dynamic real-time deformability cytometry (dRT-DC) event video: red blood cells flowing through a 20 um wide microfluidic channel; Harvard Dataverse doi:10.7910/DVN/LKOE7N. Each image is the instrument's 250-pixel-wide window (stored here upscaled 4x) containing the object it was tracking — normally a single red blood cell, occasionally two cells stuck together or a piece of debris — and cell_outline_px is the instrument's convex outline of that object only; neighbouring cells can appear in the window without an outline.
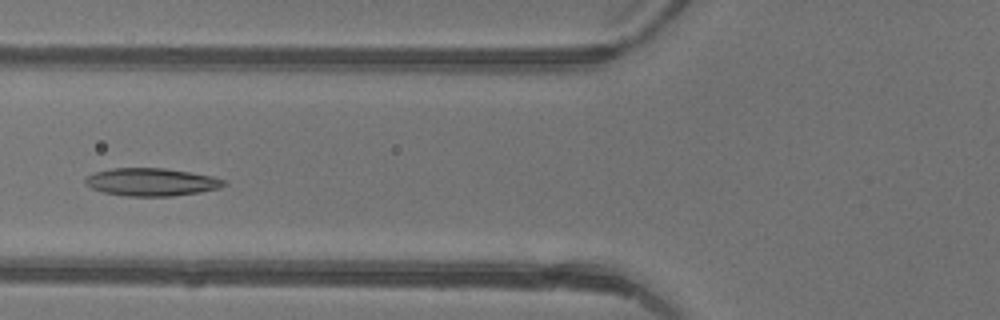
{"species": "common noctule bat (a hibernating species)", "species_latin": "Nyctalus noctula", "temperature_condition": "warm", "stored_images_in_passage": 28, "camera_frame_rate_fps": 3000, "um_per_image_px": 0.085, "animal": {"sex": "female"}, "frame": {"image": 1, "passage_image": 6, "time_ms": 1.667, "image_size_px": [1000, 320], "cell_outline_px": [[228, 184], [220, 188], [200, 192], [172, 196], [124, 196], [104, 192], [92, 188], [84, 184], [84, 180], [88, 176], [96, 172], [112, 168], [164, 168], [212, 176], [228, 180]], "centroid_in_image_um": [12.91, 15.47], "position_along_channel_um": 112.9, "area_um2": 22.48}}
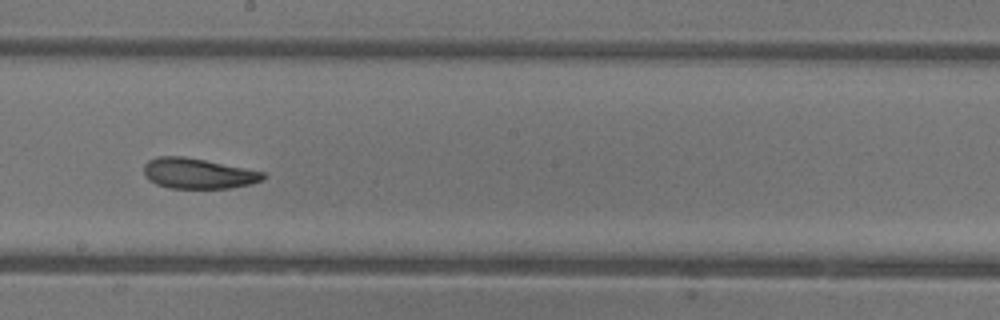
{"frame": {"image": 2, "passage_image": 14, "time_ms": 4.333, "image_size_px": [1000, 320], "cell_outline_px": [[264, 176], [260, 180], [248, 184], [228, 188], [172, 188], [156, 184], [148, 180], [144, 176], [144, 164], [148, 160], [156, 156], [184, 156], [264, 172]], "centroid_in_image_um": [16.74, 14.73], "position_along_channel_um": 231.5, "area_um2": 20.87}}
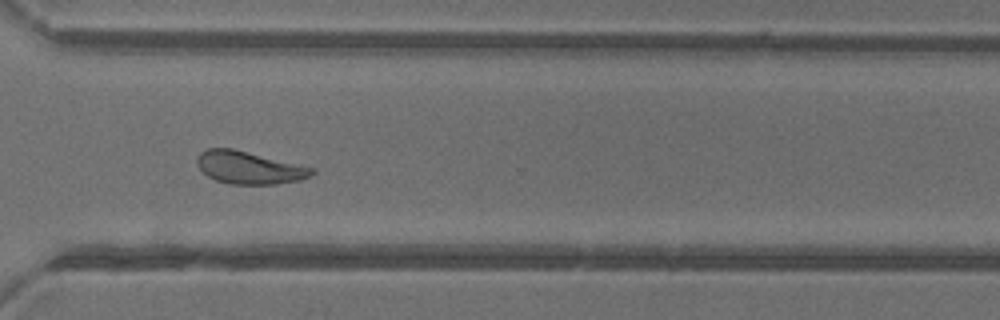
{"frame": {"image": 3, "passage_image": 22, "time_ms": 7.0, "image_size_px": [1000, 320], "cell_outline_px": [[316, 172], [300, 180], [276, 184], [228, 184], [216, 180], [208, 176], [196, 164], [196, 160], [200, 152], [208, 148], [232, 148], [316, 168]], "centroid_in_image_um": [21.18, 14.24], "position_along_channel_um": 349.4, "area_um2": 21.79}, "authors_computed_cell_mechanics": {"area_um2": 21.5016, "velocity_mm_per_s": 4.439, "shape_relaxation_time_tau1_ms": 3.5877, "shape_relaxation_time_tau2_ms": 2.1997, "deformation_change_tau1": 0.1552, "deformation_change_tau2": 0.1001}}